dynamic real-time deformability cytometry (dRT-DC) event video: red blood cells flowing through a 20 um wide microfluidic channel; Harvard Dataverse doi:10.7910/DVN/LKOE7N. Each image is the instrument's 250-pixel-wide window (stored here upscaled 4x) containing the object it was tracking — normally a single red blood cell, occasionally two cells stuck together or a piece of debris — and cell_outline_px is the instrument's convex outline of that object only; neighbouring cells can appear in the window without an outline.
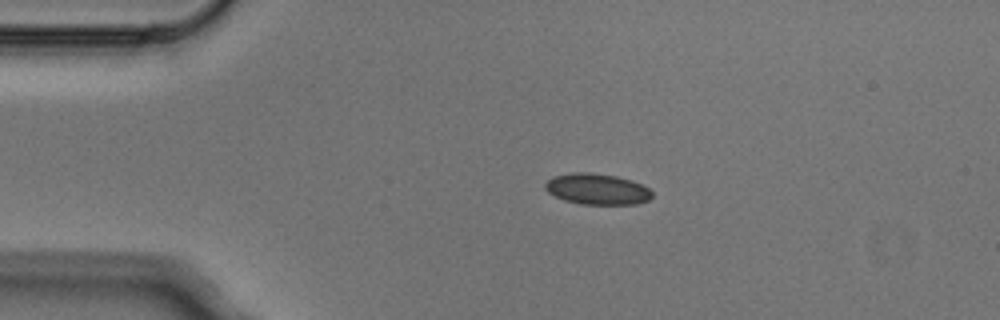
{"species": "Egyptian fruit bat (a non-hibernating species)", "species_latin": "Rousettus aegyptiacus", "temperature_condition": "cold", "stored_images_in_passage": 3, "camera_frame_rate_fps": 3000, "um_per_image_px": 0.085, "animal": {"sex": "male"}, "frame": {"image": 1, "passage_image": 2, "time_ms": 0.333, "image_size_px": [1000, 320], "cell_outline_px": [[652, 196], [648, 200], [636, 204], [580, 204], [564, 200], [548, 192], [544, 188], [544, 184], [552, 176], [572, 172], [588, 172], [616, 176], [632, 180], [648, 188], [652, 192]], "centroid_in_image_um": [50.73, 16.06], "position_along_channel_um": 34.3, "area_um2": 19.31}}